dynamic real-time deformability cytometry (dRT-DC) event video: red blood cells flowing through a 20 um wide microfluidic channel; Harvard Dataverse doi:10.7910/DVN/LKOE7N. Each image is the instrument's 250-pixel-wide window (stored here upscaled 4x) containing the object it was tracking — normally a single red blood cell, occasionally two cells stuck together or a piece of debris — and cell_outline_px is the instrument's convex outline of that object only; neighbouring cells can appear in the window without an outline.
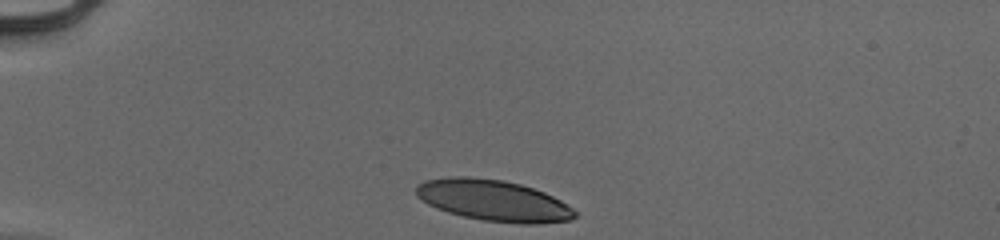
{"species": "human", "species_latin": "Homo sapiens", "temperature_condition": "cold", "stored_images_in_passage": 32, "camera_frame_rate_fps": 3000, "um_per_image_px": 0.085, "donor": {"sex": "male"}, "frame": {"image": 1, "passage_image": 1, "time_ms": 0.0, "image_size_px": [1000, 240], "cell_outline_px": [[576, 216], [568, 220], [540, 224], [520, 224], [484, 220], [464, 216], [448, 212], [436, 208], [428, 204], [416, 196], [416, 184], [424, 180], [452, 176], [468, 176], [504, 180], [520, 184], [544, 192], [560, 200], [572, 208], [576, 212]], "centroid_in_image_um": [41.91, 17.03], "position_along_channel_um": 43.1, "area_um2": 38.09}}
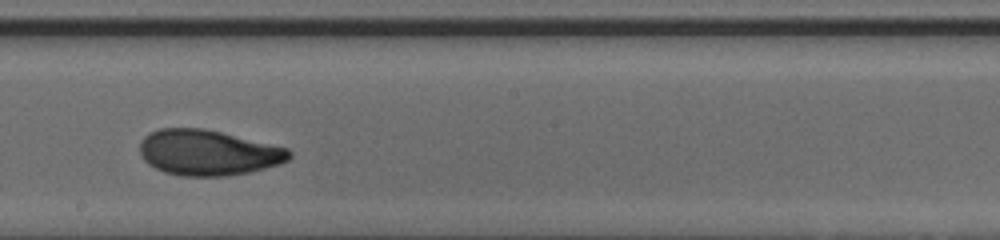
{"frame": {"image": 2, "passage_image": 19, "time_ms": 6.0, "image_size_px": [1000, 240], "cell_outline_px": [[292, 156], [288, 160], [280, 164], [248, 172], [228, 176], [180, 176], [164, 172], [148, 164], [144, 160], [140, 152], [140, 140], [148, 132], [160, 128], [204, 128], [288, 148], [292, 152]], "centroid_in_image_um": [17.66, 12.97], "position_along_channel_um": 230.5, "area_um2": 39.77}}
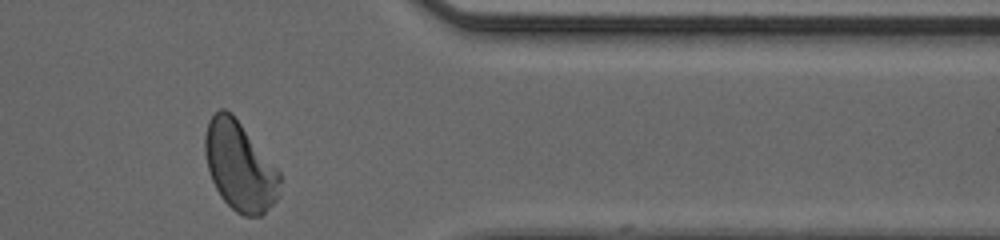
{"frame": {"image": 3, "passage_image": 32, "time_ms": 10.333, "image_size_px": [1000, 240], "cell_outline_px": [[280, 196], [260, 216], [244, 216], [236, 212], [220, 196], [212, 180], [208, 168], [204, 152], [204, 136], [208, 120], [220, 108], [224, 108], [232, 112], [280, 172]], "centroid_in_image_um": [20.37, 14.11], "position_along_channel_um": 391.0, "area_um2": 38.9}, "authors_computed_cell_mechanics": {"area_um2": 39.3329, "velocity_mm_per_s": 3.9418, "shape_relaxation_time_tau1_ms": 3.6038, "shape_relaxation_time_tau2_ms": 1.5556, "deformation_change_tau1": 0.1683, "deformation_change_tau2": 0.0675}}